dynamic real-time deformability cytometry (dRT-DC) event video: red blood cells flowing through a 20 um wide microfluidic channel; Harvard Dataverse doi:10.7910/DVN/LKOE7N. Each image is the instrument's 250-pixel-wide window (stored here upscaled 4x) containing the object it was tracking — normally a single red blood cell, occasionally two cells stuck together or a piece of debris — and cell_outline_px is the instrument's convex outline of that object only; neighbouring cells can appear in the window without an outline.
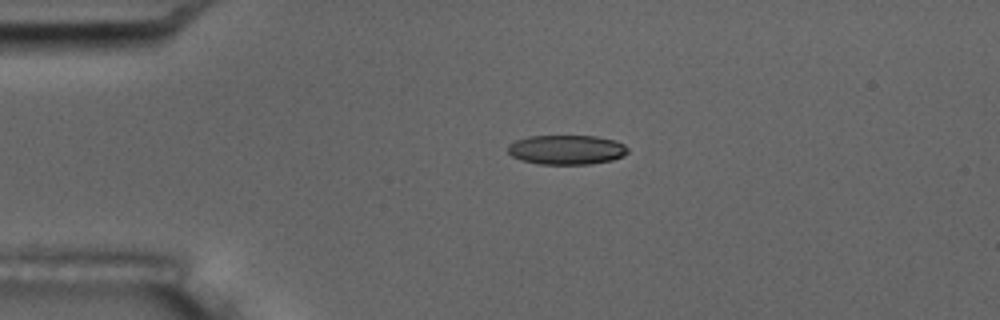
{"species": "common noctule bat (a hibernating species)", "species_latin": "Nyctalus noctula", "temperature_condition": "room temperature", "stored_images_in_passage": 3, "camera_frame_rate_fps": 3000, "um_per_image_px": 0.085, "animal": {"sex": "male", "body_mass_g": 17.5, "forearm_length_mm": 52.3}, "frame": {"image": 1, "passage_image": 2, "time_ms": 1.333, "image_size_px": [1000, 320], "cell_outline_px": [[628, 152], [624, 156], [612, 160], [588, 164], [540, 164], [520, 160], [512, 156], [508, 152], [508, 144], [516, 140], [528, 136], [596, 136], [616, 140], [624, 144], [628, 148]], "centroid_in_image_um": [48.17, 12.72], "position_along_channel_um": 36.8, "area_um2": 20.75}}